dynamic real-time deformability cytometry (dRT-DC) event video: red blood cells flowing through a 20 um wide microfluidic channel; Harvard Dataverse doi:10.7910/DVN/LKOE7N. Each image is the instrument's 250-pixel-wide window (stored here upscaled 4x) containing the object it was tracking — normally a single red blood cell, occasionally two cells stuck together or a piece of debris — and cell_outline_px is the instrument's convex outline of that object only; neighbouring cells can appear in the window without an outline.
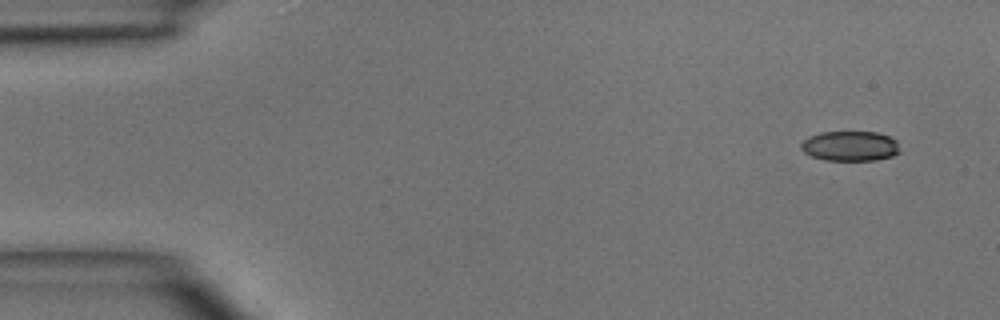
{"species": "common noctule bat (a hibernating species)", "species_latin": "Nyctalus noctula", "temperature_condition": "room temperature", "stored_images_in_passage": 4, "camera_frame_rate_fps": 3000, "um_per_image_px": 0.085, "animal": {"sex": "male", "body_mass_g": 15.6}, "frame": {"image": 1, "passage_image": 1, "time_ms": 0.0, "image_size_px": [1000, 320], "cell_outline_px": [[900, 152], [892, 156], [876, 160], [824, 160], [812, 156], [804, 152], [800, 148], [800, 144], [808, 136], [820, 132], [876, 132], [888, 136], [896, 140]], "centroid_in_image_um": [72.24, 12.41], "position_along_channel_um": 12.8, "area_um2": 17.28}}
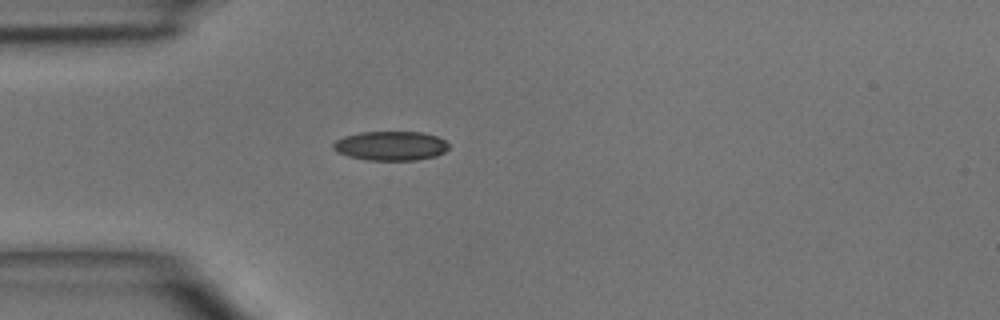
{"frame": {"image": 2, "passage_image": 4, "time_ms": 3.333, "image_size_px": [1000, 320], "cell_outline_px": [[448, 148], [444, 152], [436, 156], [416, 160], [368, 160], [348, 156], [336, 152], [332, 148], [332, 144], [336, 140], [344, 136], [360, 132], [424, 132], [436, 136], [444, 140], [448, 144]], "centroid_in_image_um": [33.19, 12.39], "position_along_channel_um": 51.8, "area_um2": 19.77}}